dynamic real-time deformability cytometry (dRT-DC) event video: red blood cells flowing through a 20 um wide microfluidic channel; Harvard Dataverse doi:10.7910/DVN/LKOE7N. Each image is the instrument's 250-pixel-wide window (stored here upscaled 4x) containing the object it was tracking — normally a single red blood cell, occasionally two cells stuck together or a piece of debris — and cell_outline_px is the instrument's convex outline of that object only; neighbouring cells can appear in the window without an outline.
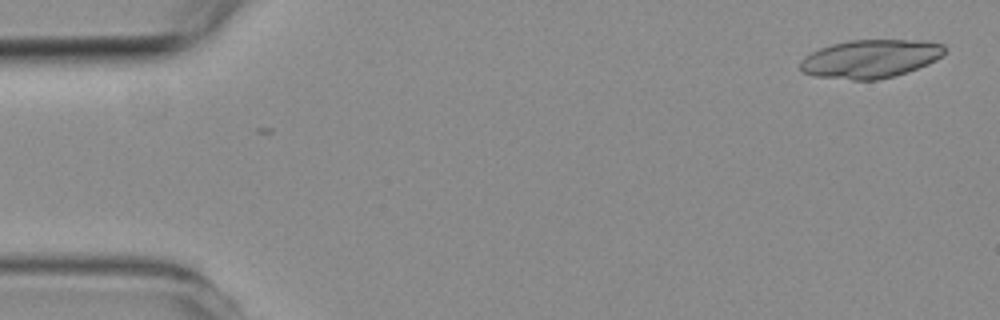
{"species": "common noctule bat (a hibernating species)", "species_latin": "Nyctalus noctula", "temperature_condition": "room temperature", "stored_images_in_passage": 8, "segment_of_instrument_passage": [1, 2], "camera_frame_rate_fps": 3000, "um_per_image_px": 0.085, "animal": {"sex": "female", "body_mass_g": 19.3, "forearm_length_mm": 54.1}, "frame": {"image": 1, "passage_image": 1, "time_ms": 0.0, "image_size_px": [1000, 320], "cell_outline_px": [[948, 48], [936, 60], [928, 64], [896, 76], [876, 80], [852, 80], [816, 76], [804, 72], [800, 68], [800, 60], [804, 56], [820, 48], [832, 44], [848, 40], [924, 40], [944, 44]], "centroid_in_image_um": [74.01, 4.99], "position_along_channel_um": 11.0, "area_um2": 32.43}}